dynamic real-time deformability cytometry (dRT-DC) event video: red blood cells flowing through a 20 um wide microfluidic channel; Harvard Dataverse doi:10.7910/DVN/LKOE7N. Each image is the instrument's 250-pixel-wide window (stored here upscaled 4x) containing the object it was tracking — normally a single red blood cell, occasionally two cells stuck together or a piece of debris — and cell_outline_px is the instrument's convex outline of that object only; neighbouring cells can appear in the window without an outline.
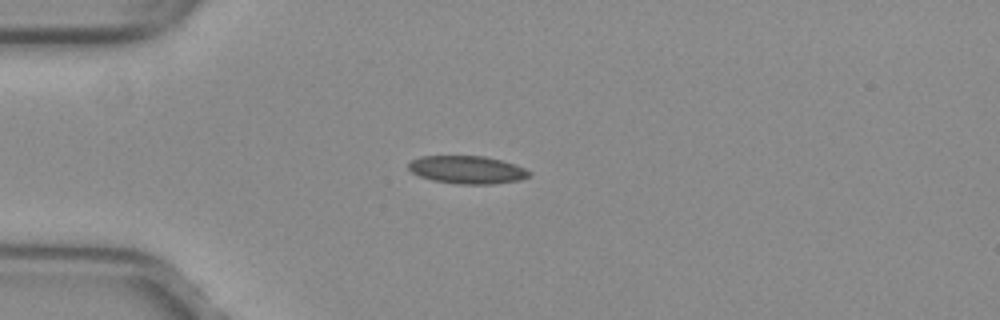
{"species": "common noctule bat (a hibernating species)", "species_latin": "Nyctalus noctula", "temperature_condition": "warm", "stored_images_in_passage": 39, "camera_frame_rate_fps": 3000, "um_per_image_px": 0.085, "animal": {"sex": "female", "body_mass_g": 29.2, "forearm_length_mm": 56.3}, "frame": {"image": 1, "passage_image": 1, "time_ms": 0.0, "image_size_px": [1000, 320], "cell_outline_px": [[532, 172], [528, 176], [520, 180], [492, 184], [460, 184], [432, 180], [420, 176], [412, 172], [408, 168], [408, 164], [412, 160], [420, 156], [484, 156], [500, 160], [524, 168]], "centroid_in_image_um": [39.69, 14.43], "position_along_channel_um": 45.3, "area_um2": 19.42}}
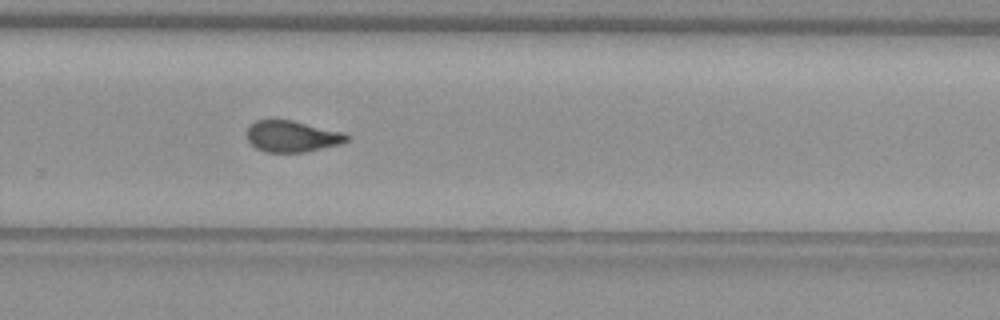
{"frame": {"image": 2, "passage_image": 22, "time_ms": 7.0, "image_size_px": [1000, 320], "cell_outline_px": [[348, 140], [344, 144], [304, 152], [264, 152], [256, 148], [248, 140], [248, 128], [256, 120], [292, 120], [344, 132], [348, 136]], "centroid_in_image_um": [24.87, 11.6], "position_along_channel_um": 304.9, "area_um2": 18.21}}
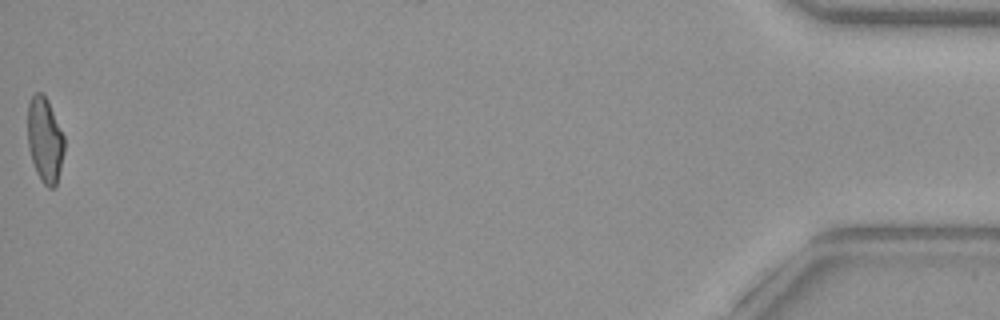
{"frame": {"image": 3, "passage_image": 39, "time_ms": 12.667, "image_size_px": [1000, 320], "cell_outline_px": [[64, 152], [56, 188], [48, 188], [40, 180], [36, 172], [32, 160], [28, 144], [28, 104], [32, 96], [36, 92], [40, 92], [48, 100], [64, 136]], "centroid_in_image_um": [3.82, 11.93], "position_along_channel_um": 431.4, "area_um2": 18.15}, "authors_computed_cell_mechanics": {"area_um2": 18.785, "velocity_mm_per_s": 4.0229, "shape_relaxation_time_tau1_ms": null, "shape_relaxation_time_tau2_ms": 1.593, "deformation_change_tau1": null, "deformation_change_tau2": 0.0819}}